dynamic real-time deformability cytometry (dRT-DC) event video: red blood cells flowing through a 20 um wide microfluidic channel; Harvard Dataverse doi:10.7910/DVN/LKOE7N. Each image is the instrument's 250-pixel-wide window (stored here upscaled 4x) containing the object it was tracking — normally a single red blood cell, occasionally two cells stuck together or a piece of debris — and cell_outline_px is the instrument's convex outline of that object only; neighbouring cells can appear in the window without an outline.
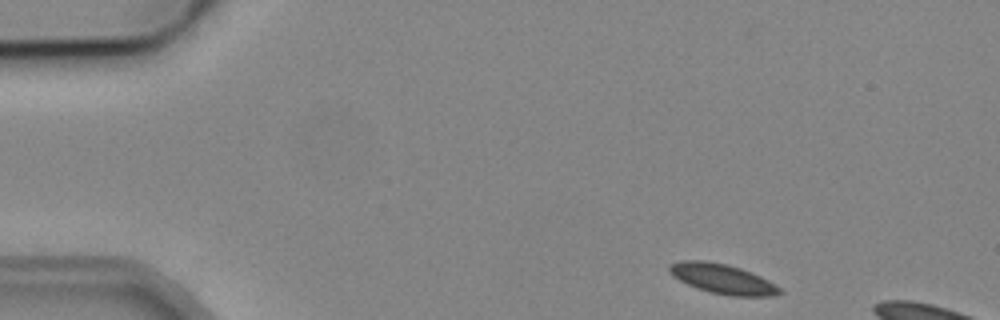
{"species": "common noctule bat (a hibernating species)", "species_latin": "Nyctalus noctula", "temperature_condition": "cold", "stored_images_in_passage": 11, "camera_frame_rate_fps": 3000, "um_per_image_px": 0.085, "animal": {"sex": "male", "body_mass_g": 19.2, "forearm_length_mm": 51.8}, "frame": {"image": 1, "passage_image": 1, "time_ms": 0.0, "image_size_px": [1000, 320], "cell_outline_px": [[784, 292], [772, 296], [732, 296], [712, 292], [696, 288], [672, 276], [668, 272], [668, 264], [680, 260], [704, 260], [724, 264], [740, 268], [760, 276], [768, 280], [780, 288]], "centroid_in_image_um": [61.38, 23.69], "position_along_channel_um": 23.6, "area_um2": 19.07}}